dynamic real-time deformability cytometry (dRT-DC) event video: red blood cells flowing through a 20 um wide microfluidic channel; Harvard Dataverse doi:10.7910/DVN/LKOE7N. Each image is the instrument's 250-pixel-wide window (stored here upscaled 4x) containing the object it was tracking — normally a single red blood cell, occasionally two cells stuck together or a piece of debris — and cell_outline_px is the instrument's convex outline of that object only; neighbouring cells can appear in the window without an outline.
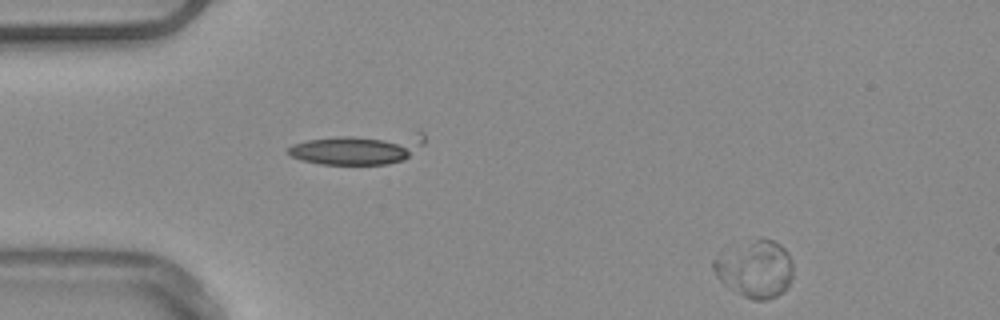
{"species": "common noctule bat (a hibernating species)", "species_latin": "Nyctalus noctula", "temperature_condition": "warm", "stored_images_in_passage": 48, "camera_frame_rate_fps": 3000, "um_per_image_px": 0.085, "animal": {"sex": "male", "body_mass_g": 20.4}, "frame": {"image": 1, "passage_image": 1, "time_ms": 0.0, "image_size_px": [1000, 320], "cell_outline_px": [[792, 280], [776, 296], [764, 300], [752, 300], [728, 288], [716, 276], [712, 268], [712, 260], [760, 236], [764, 236], [780, 244], [788, 252], [792, 260]], "centroid_in_image_um": [64.21, 22.86], "position_along_channel_um": 20.8, "area_um2": 26.13}}
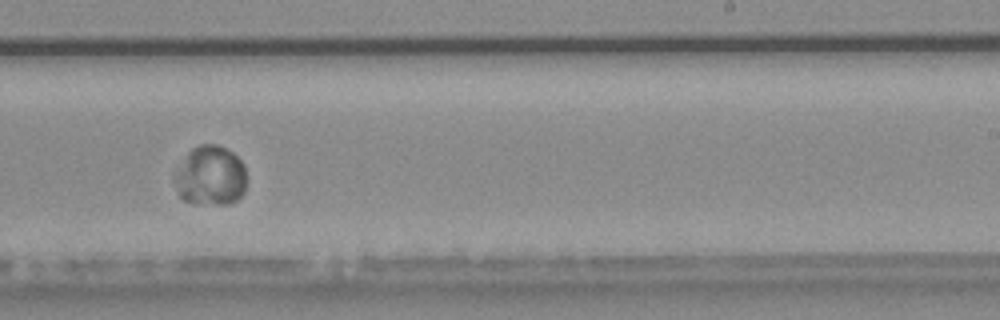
{"frame": {"image": 2, "passage_image": 28, "time_ms": 9.0, "image_size_px": [1000, 320], "cell_outline_px": [[244, 192], [236, 200], [228, 204], [216, 204], [184, 200], [180, 196], [176, 184], [176, 172], [188, 152], [192, 148], [200, 144], [216, 144], [232, 152], [244, 164]], "centroid_in_image_um": [17.91, 14.92], "position_along_channel_um": 271.1, "area_um2": 24.33}}
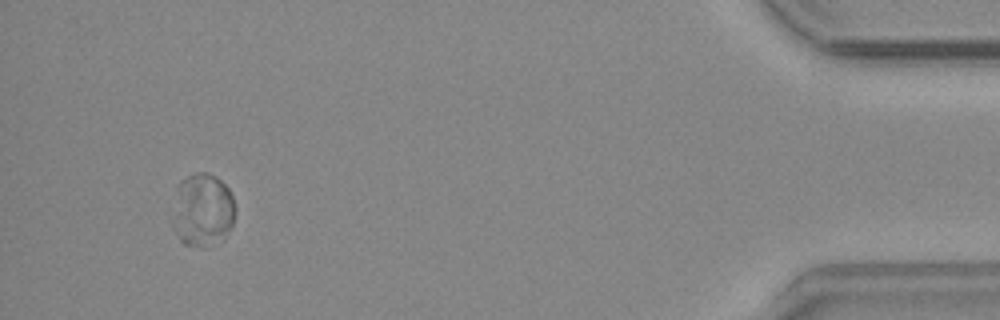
{"frame": {"image": 3, "passage_image": 45, "time_ms": 14.667, "image_size_px": [1000, 320], "cell_outline_px": [[232, 224], [224, 240], [200, 244], [184, 244], [180, 240], [172, 228], [172, 224], [180, 180], [196, 172], [208, 172], [216, 176], [228, 188], [232, 196]], "centroid_in_image_um": [17.21, 17.81], "position_along_channel_um": 418.0, "area_um2": 25.78}, "authors_computed_cell_mechanics": {"area_um2": 25.2586, "velocity_mm_per_s": 3.7961, "shape_relaxation_time_tau1_ms": 2.0664, "shape_relaxation_time_tau2_ms": null, "deformation_change_tau1": 0.0123, "deformation_change_tau2": null}}